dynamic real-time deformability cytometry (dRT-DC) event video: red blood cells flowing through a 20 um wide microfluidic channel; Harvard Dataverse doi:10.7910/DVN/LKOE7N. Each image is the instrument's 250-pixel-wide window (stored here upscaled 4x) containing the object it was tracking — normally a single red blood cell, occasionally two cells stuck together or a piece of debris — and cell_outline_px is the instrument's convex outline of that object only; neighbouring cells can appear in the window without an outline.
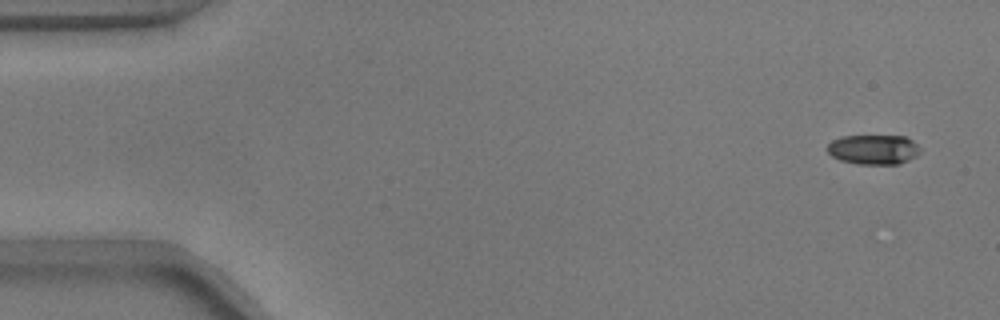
{"species": "common noctule bat (a hibernating species)", "species_latin": "Nyctalus noctula", "temperature_condition": "warm", "stored_images_in_passage": 8, "camera_frame_rate_fps": 3000, "um_per_image_px": 0.085, "animal": {"sex": "male", "body_mass_g": 17.9}, "frame": {"image": 1, "passage_image": 3, "time_ms": 0.667, "image_size_px": [1000, 320], "cell_outline_px": [[920, 152], [916, 156], [900, 164], [856, 164], [840, 160], [832, 156], [828, 152], [828, 144], [832, 140], [840, 136], [904, 136], [912, 140], [920, 148]], "centroid_in_image_um": [74.24, 12.71], "position_along_channel_um": 10.8, "area_um2": 16.13}}